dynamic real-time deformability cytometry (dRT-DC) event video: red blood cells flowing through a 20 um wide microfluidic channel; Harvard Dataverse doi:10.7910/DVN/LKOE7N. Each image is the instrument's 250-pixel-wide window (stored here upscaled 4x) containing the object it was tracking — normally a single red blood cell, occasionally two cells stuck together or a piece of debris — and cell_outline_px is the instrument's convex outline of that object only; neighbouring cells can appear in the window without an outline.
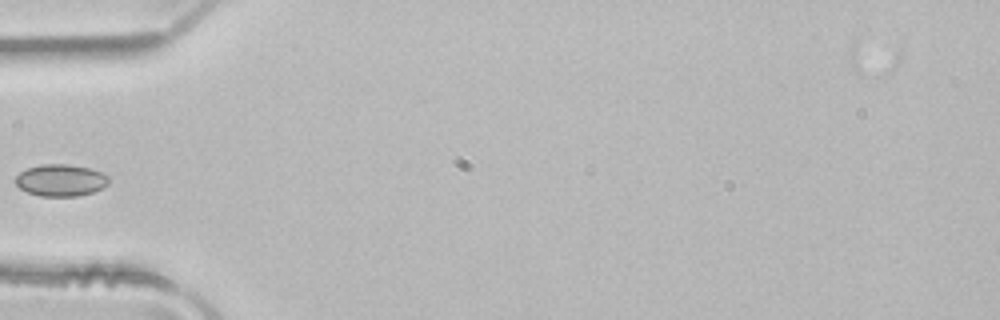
{"species": "common noctule bat (a hibernating species)", "species_latin": "Nyctalus noctula", "temperature_condition": "room temperature", "stored_images_in_passage": 5, "camera_frame_rate_fps": 3000, "um_per_image_px": 0.085, "animal": {"sex": "male", "body_mass_g": 21.5, "forearm_length_mm": 52.0}, "frame": {"image": 1, "passage_image": 4, "time_ms": 1.0, "image_size_px": [1000, 320], "cell_outline_px": [[108, 184], [104, 188], [92, 192], [76, 196], [40, 196], [28, 192], [20, 188], [12, 180], [20, 172], [28, 168], [40, 164], [68, 164], [88, 168], [100, 172], [108, 176]], "centroid_in_image_um": [5.14, 15.32], "position_along_channel_um": 79.9, "area_um2": 17.34}}
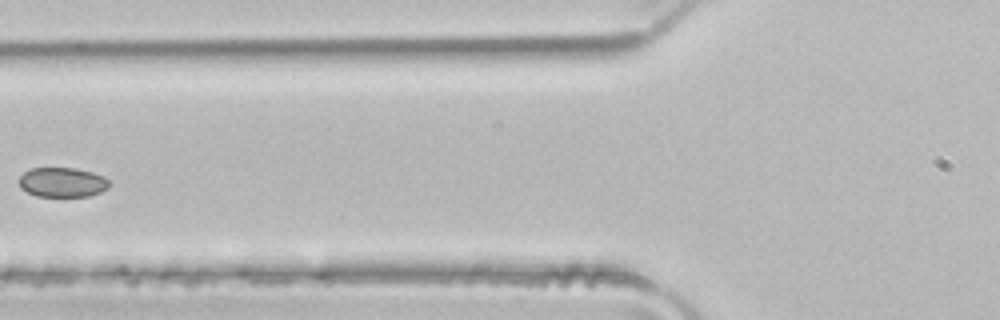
{"frame": {"image": 2, "passage_image": 5, "time_ms": 1.333, "image_size_px": [1000, 320], "cell_outline_px": [[108, 188], [100, 192], [88, 196], [36, 196], [20, 188], [16, 180], [24, 172], [32, 168], [76, 168], [92, 172], [104, 176], [108, 180]], "centroid_in_image_um": [5.26, 15.49], "position_along_channel_um": 120.5, "area_um2": 15.66}}